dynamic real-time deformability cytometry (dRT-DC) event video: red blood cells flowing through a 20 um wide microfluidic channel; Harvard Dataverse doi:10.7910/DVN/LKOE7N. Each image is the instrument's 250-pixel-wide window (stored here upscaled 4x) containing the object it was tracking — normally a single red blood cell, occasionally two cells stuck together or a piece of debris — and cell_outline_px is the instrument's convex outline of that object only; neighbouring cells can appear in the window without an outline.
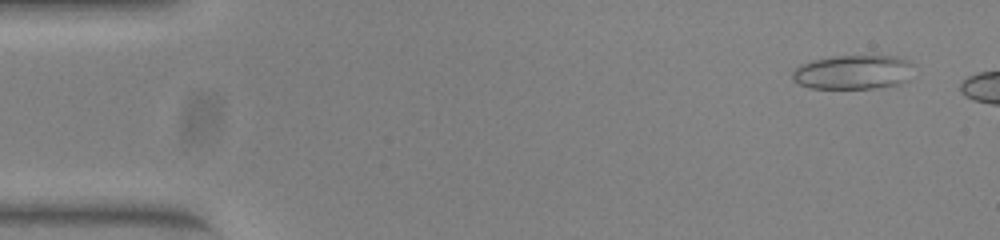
{"species": "common noctule bat (a hibernating species)", "species_latin": "Nyctalus noctula", "temperature_condition": "warm", "stored_images_in_passage": 12, "camera_frame_rate_fps": 3000, "um_per_image_px": 0.085, "animal": {"sex": "female", "body_mass_g": 23.0, "forearm_length_mm": 53.4}, "frame": {"image": 1, "passage_image": 3, "time_ms": 0.667, "image_size_px": [1000, 240], "cell_outline_px": [[916, 64], [908, 80], [900, 84], [876, 88], [808, 88], [792, 80], [792, 72], [800, 64], [812, 60], [832, 56], [896, 56], [908, 60]], "centroid_in_image_um": [72.55, 6.13], "position_along_channel_um": 12.5, "area_um2": 24.57}}